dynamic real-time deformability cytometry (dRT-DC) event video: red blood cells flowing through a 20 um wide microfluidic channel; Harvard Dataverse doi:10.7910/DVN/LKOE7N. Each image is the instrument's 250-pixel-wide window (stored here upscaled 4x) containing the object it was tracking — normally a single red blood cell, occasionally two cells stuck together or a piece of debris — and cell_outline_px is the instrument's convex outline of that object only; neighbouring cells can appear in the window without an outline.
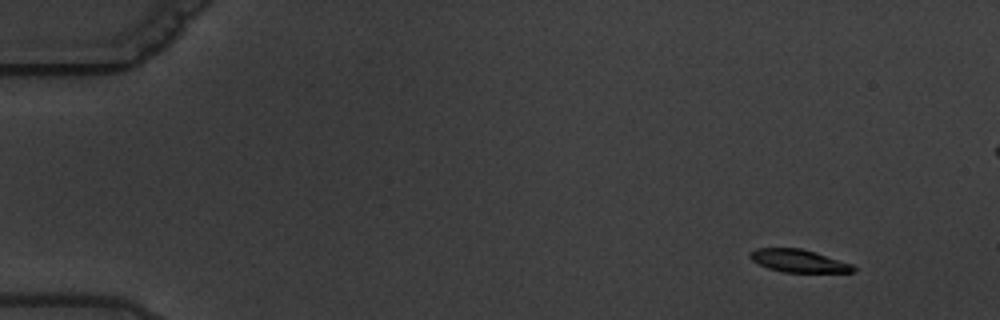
{"species": "common noctule bat (a hibernating species)", "species_latin": "Nyctalus noctula", "temperature_condition": "warm", "stored_images_in_passage": 7, "camera_frame_rate_fps": 3000, "um_per_image_px": 0.085, "animal": {"sex": "male", "body_mass_g": 19.5, "forearm_length_mm": 54.6}, "frame": {"image": 1, "passage_image": 2, "time_ms": 2.0, "image_size_px": [1000, 320], "cell_outline_px": [[856, 272], [784, 272], [768, 268], [752, 260], [748, 256], [756, 248], [800, 248], [852, 264], [856, 268]], "centroid_in_image_um": [67.88, 22.18], "position_along_channel_um": 17.1, "area_um2": 13.41}}